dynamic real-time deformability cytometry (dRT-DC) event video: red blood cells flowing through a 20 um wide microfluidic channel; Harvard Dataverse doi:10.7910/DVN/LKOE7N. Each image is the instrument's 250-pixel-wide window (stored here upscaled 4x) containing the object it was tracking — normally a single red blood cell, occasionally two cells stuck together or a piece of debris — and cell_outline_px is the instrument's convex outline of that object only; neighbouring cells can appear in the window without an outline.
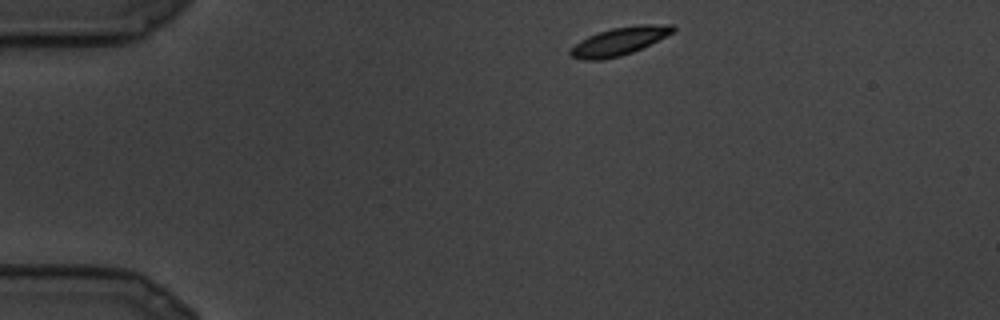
{"species": "common noctule bat (a hibernating species)", "species_latin": "Nyctalus noctula", "temperature_condition": "cold", "stored_images_in_passage": 23, "segment_of_instrument_passage": [1, 2], "camera_frame_rate_fps": 3000, "um_per_image_px": 0.085, "animal": {"sex": "male", "body_mass_g": 19.5, "forearm_length_mm": 54.6}, "frame": {"image": 1, "passage_image": 1, "time_ms": 0.0, "image_size_px": [1000, 320], "cell_outline_px": [[676, 28], [672, 32], [632, 52], [620, 56], [604, 60], [584, 60], [572, 56], [568, 52], [580, 40], [588, 36], [612, 28], [640, 24], [672, 24]], "centroid_in_image_um": [52.61, 3.5], "position_along_channel_um": 32.4, "area_um2": 16.36}}
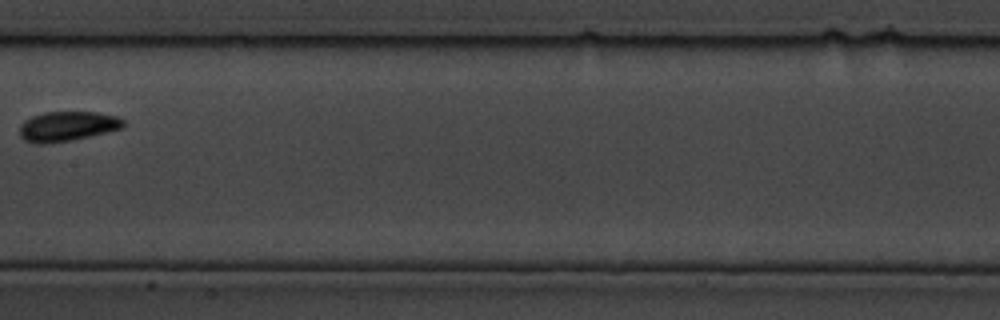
{"frame": {"image": 2, "passage_image": 10, "time_ms": 3.0, "image_size_px": [1000, 320], "cell_outline_px": [[124, 128], [108, 132], [72, 140], [44, 144], [32, 144], [24, 140], [20, 136], [20, 124], [24, 120], [32, 116], [44, 112], [96, 112], [116, 116], [124, 120]], "centroid_in_image_um": [5.7, 10.74], "position_along_channel_um": 201.7, "area_um2": 18.21}}
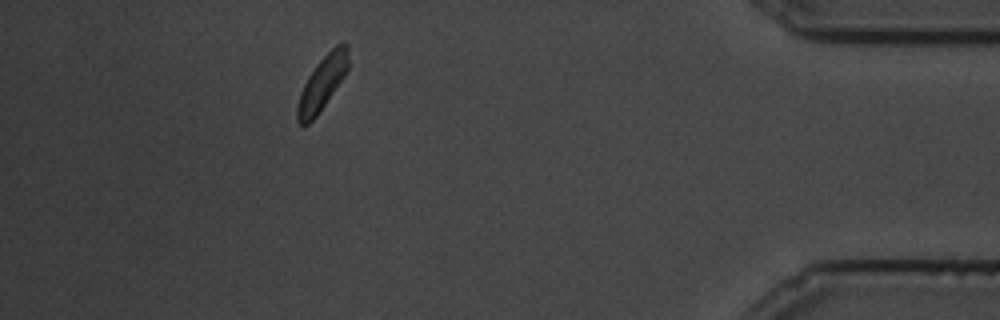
{"frame": {"image": 3, "passage_image": 20, "time_ms": 6.333, "image_size_px": [1000, 320], "cell_outline_px": [[348, 68], [344, 76], [316, 116], [304, 128], [296, 120], [296, 108], [300, 92], [308, 76], [316, 64], [336, 44], [344, 40], [348, 44]], "centroid_in_image_um": [27.37, 7.06], "position_along_channel_um": 407.8, "area_um2": 16.01}}